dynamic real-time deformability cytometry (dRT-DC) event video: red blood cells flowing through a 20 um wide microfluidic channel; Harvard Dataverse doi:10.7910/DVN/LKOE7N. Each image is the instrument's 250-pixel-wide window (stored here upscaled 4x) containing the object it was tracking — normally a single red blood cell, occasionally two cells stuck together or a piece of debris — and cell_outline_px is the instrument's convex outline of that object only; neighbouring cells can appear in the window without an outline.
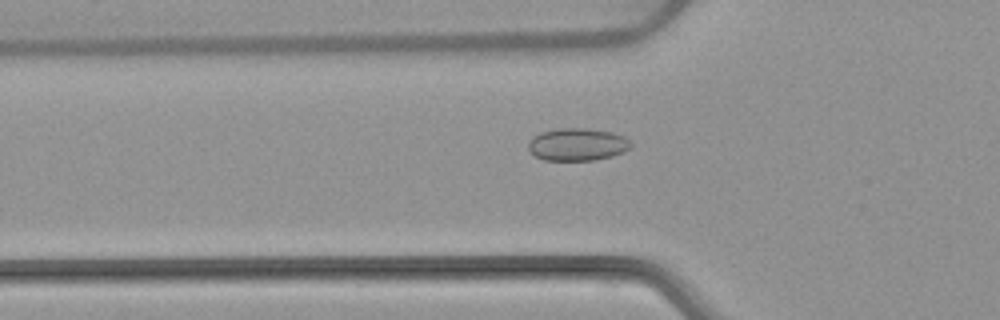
{"species": "common noctule bat (a hibernating species)", "species_latin": "Nyctalus noctula", "temperature_condition": "warm", "stored_images_in_passage": 52, "camera_frame_rate_fps": 3000, "um_per_image_px": 0.085, "animal": {"sex": "female", "body_mass_g": 22.7, "forearm_length_mm": 54.2}, "frame": {"image": 1, "passage_image": 18, "time_ms": 5.667, "image_size_px": [1000, 320], "cell_outline_px": [[632, 144], [624, 152], [612, 156], [596, 160], [544, 160], [536, 156], [528, 148], [528, 144], [532, 136], [540, 132], [560, 128], [584, 128], [612, 132], [624, 136]], "centroid_in_image_um": [49.07, 12.27], "position_along_channel_um": 76.7, "area_um2": 19.42}}
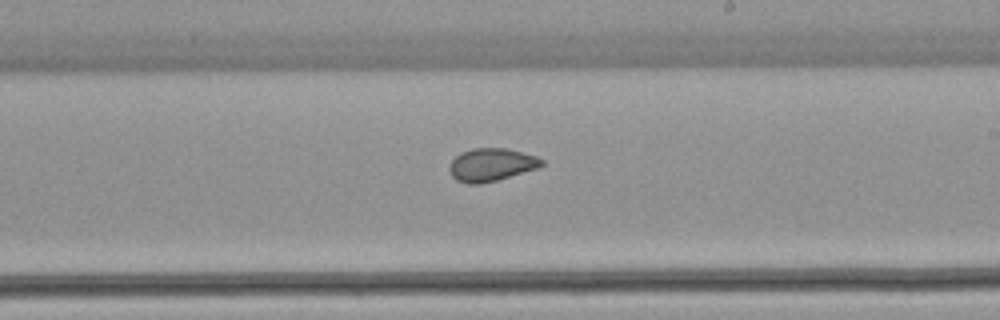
{"frame": {"image": 2, "passage_image": 31, "time_ms": 10.0, "image_size_px": [1000, 320], "cell_outline_px": [[544, 164], [540, 168], [496, 180], [480, 184], [468, 184], [456, 180], [452, 176], [448, 168], [448, 164], [460, 152], [472, 148], [504, 148], [536, 156], [544, 160]], "centroid_in_image_um": [41.75, 14.0], "position_along_channel_um": 247.3, "area_um2": 17.8}}
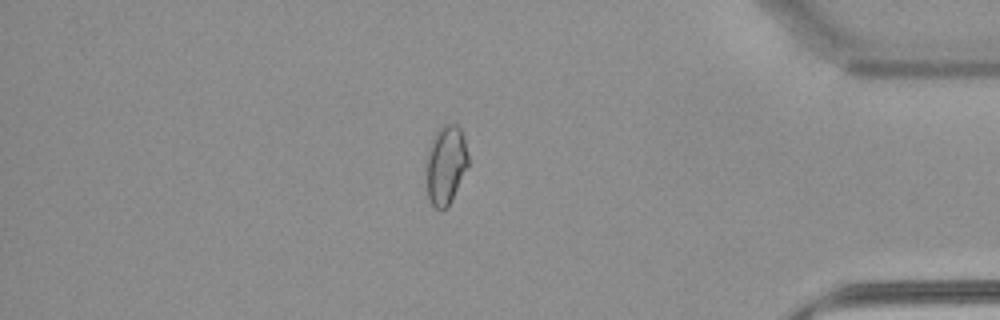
{"frame": {"image": 3, "passage_image": 45, "time_ms": 14.667, "image_size_px": [1000, 320], "cell_outline_px": [[468, 164], [452, 200], [440, 212], [432, 204], [428, 196], [424, 168], [428, 148], [436, 132], [444, 124], [456, 124], [460, 128], [464, 136], [468, 156]], "centroid_in_image_um": [37.86, 14.01], "position_along_channel_um": 397.3, "area_um2": 19.48}, "authors_computed_cell_mechanics": {"area_um2": 19.1896, "velocity_mm_per_s": 3.9183, "shape_relaxation_time_tau1_ms": null, "shape_relaxation_time_tau2_ms": 2.0069, "deformation_change_tau1": null, "deformation_change_tau2": 0.0606}}